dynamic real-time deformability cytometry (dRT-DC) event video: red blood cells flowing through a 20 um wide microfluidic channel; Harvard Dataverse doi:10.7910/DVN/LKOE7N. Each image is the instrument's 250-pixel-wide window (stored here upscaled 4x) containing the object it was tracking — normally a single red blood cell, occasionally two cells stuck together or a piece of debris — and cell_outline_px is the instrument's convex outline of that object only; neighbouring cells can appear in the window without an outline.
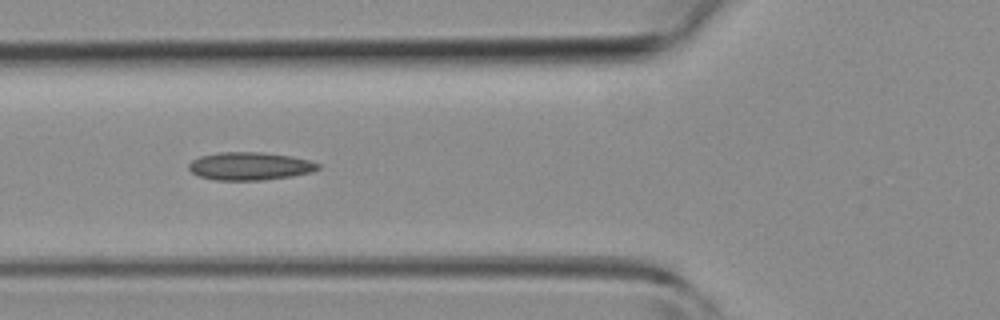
{"species": "common noctule bat (a hibernating species)", "species_latin": "Nyctalus noctula", "temperature_condition": "room temperature", "stored_images_in_passage": 3, "camera_frame_rate_fps": 3000, "um_per_image_px": 0.085, "animal": {"sex": "female", "body_mass_g": 19.3, "forearm_length_mm": 54.1}, "frame": {"image": 1, "passage_image": 3, "time_ms": 2.333, "image_size_px": [1000, 320], "cell_outline_px": [[320, 168], [312, 172], [292, 176], [264, 180], [212, 180], [200, 176], [192, 172], [188, 168], [188, 164], [192, 160], [200, 156], [220, 152], [260, 152], [292, 156], [312, 160], [320, 164]], "centroid_in_image_um": [21.26, 14.12], "position_along_channel_um": 104.5, "area_um2": 21.21}}